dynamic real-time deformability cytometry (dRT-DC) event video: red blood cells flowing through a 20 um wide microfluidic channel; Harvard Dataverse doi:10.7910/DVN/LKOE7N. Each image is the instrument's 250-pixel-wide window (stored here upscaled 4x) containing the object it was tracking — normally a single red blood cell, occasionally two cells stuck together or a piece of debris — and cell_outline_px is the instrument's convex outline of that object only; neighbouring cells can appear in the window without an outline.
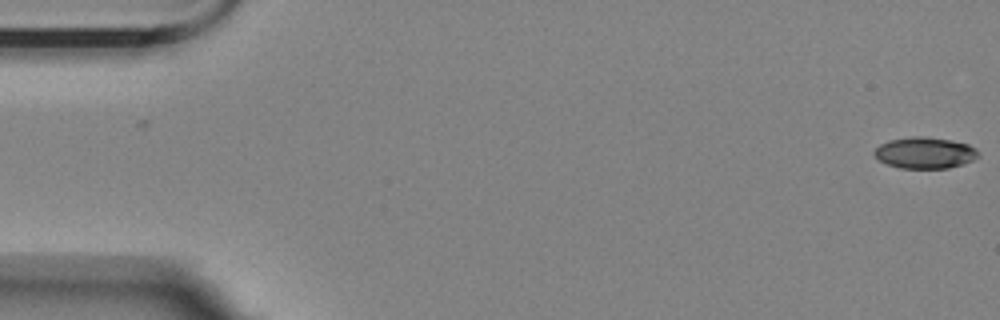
{"species": "Egyptian fruit bat (a non-hibernating species)", "species_latin": "Rousettus aegyptiacus", "temperature_condition": "room temperature", "stored_images_in_passage": 57, "camera_frame_rate_fps": 3000, "um_per_image_px": 0.085, "animal": {"sex": "female"}, "frame": {"image": 1, "passage_image": 1, "time_ms": 0.0, "image_size_px": [1000, 320], "cell_outline_px": [[980, 156], [972, 160], [948, 168], [900, 168], [888, 164], [880, 160], [872, 152], [880, 144], [888, 140], [912, 136], [924, 136], [948, 140], [968, 144], [976, 148]], "centroid_in_image_um": [78.6, 12.98], "position_along_channel_um": 6.4, "area_um2": 18.84}}
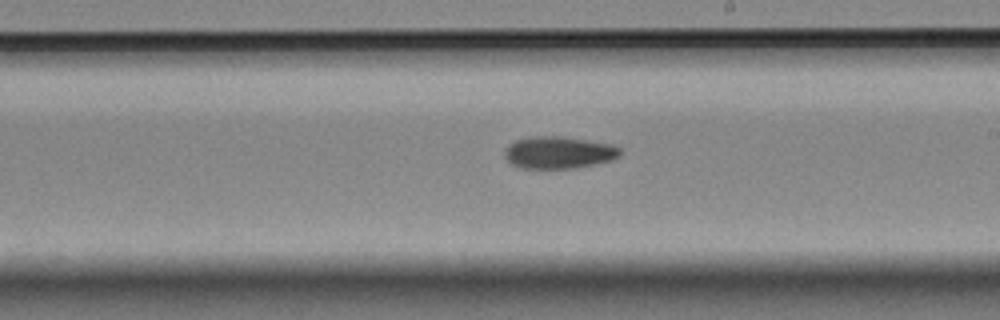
{"frame": {"image": 2, "passage_image": 33, "time_ms": 10.667, "image_size_px": [1000, 320], "cell_outline_px": [[620, 156], [612, 160], [576, 168], [520, 168], [512, 164], [504, 156], [504, 152], [508, 144], [516, 140], [528, 136], [564, 136], [612, 144], [620, 148]], "centroid_in_image_um": [47.48, 12.95], "position_along_channel_um": 241.5, "area_um2": 21.79}}
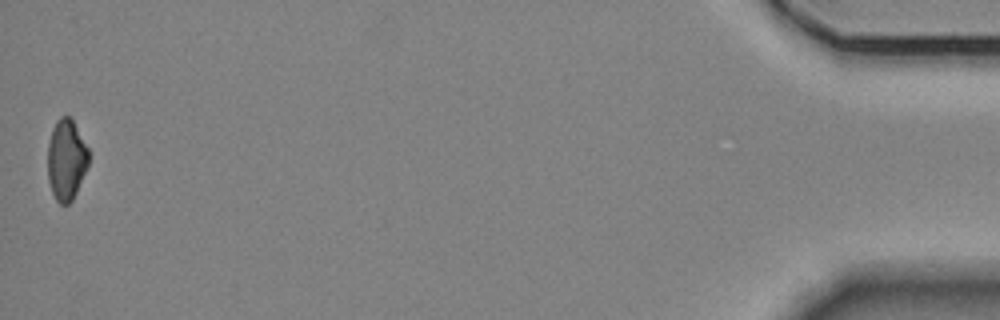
{"frame": {"image": 3, "passage_image": 57, "time_ms": 18.667, "image_size_px": [1000, 320], "cell_outline_px": [[88, 164], [76, 192], [72, 200], [68, 204], [60, 204], [56, 200], [52, 192], [48, 180], [48, 144], [52, 128], [56, 120], [60, 116], [68, 116], [72, 120], [88, 148]], "centroid_in_image_um": [5.61, 13.57], "position_along_channel_um": 429.6, "area_um2": 19.07}}